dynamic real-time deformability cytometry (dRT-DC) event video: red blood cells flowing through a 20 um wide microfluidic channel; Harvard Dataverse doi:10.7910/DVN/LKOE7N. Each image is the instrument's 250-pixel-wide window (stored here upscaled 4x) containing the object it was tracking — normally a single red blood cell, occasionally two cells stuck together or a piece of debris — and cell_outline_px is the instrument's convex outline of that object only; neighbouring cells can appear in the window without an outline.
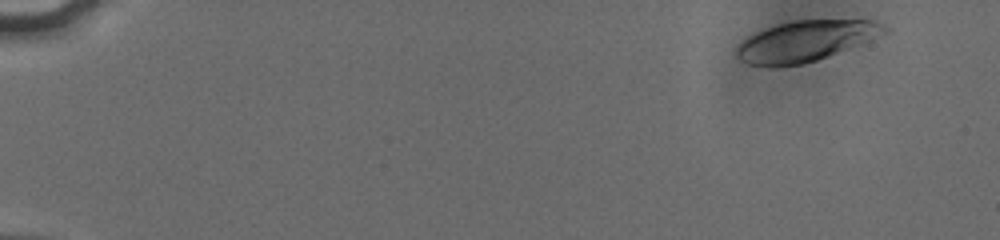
{"species": "human", "species_latin": "Homo sapiens", "temperature_condition": "cold", "stored_images_in_passage": 52, "camera_frame_rate_fps": 3000, "um_per_image_px": 0.085, "donor": {"sex": "male"}, "frame": {"image": 1, "passage_image": 1, "time_ms": 0.0, "image_size_px": [1000, 240], "cell_outline_px": [[888, 32], [828, 56], [816, 60], [800, 64], [748, 64], [740, 60], [736, 56], [736, 44], [740, 40], [764, 28], [776, 24], [792, 20], [876, 20], [888, 28]], "centroid_in_image_um": [68.44, 3.45], "position_along_channel_um": 16.6, "area_um2": 34.45}}
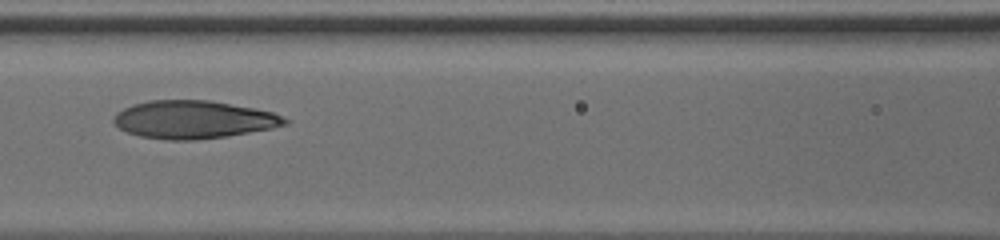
{"frame": {"image": 2, "passage_image": 24, "time_ms": 7.667, "image_size_px": [1000, 240], "cell_outline_px": [[288, 124], [272, 128], [228, 136], [196, 140], [164, 140], [140, 136], [128, 132], [120, 128], [112, 120], [116, 112], [132, 104], [148, 100], [208, 100], [256, 108], [272, 112], [288, 120]], "centroid_in_image_um": [16.43, 10.16], "position_along_channel_um": 150.2, "area_um2": 37.86}}
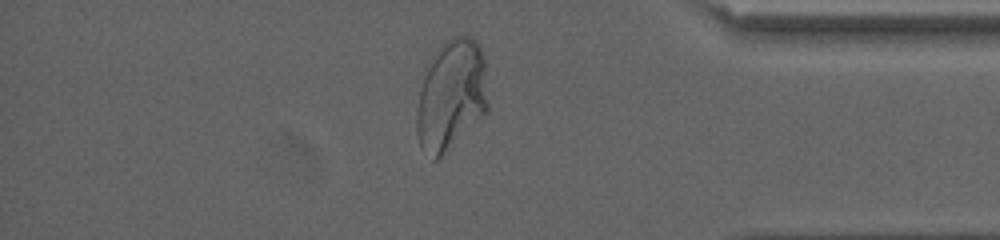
{"frame": {"image": 3, "passage_image": 45, "time_ms": 14.667, "image_size_px": [1000, 240], "cell_outline_px": [[488, 112], [436, 160], [432, 160], [420, 148], [416, 132], [416, 108], [420, 88], [424, 76], [432, 56], [440, 44], [452, 36], [468, 36], [476, 40], [480, 44], [484, 56], [488, 104]], "centroid_in_image_um": [38.35, 8.08], "position_along_channel_um": 396.8, "area_um2": 46.41}, "authors_computed_cell_mechanics": {"area_um2": 37.859, "velocity_mm_per_s": 3.7974, "shape_relaxation_time_tau1_ms": 6.5481, "shape_relaxation_time_tau2_ms": 1.0887, "deformation_change_tau1": 0.2527, "deformation_change_tau2": 0.0733}}